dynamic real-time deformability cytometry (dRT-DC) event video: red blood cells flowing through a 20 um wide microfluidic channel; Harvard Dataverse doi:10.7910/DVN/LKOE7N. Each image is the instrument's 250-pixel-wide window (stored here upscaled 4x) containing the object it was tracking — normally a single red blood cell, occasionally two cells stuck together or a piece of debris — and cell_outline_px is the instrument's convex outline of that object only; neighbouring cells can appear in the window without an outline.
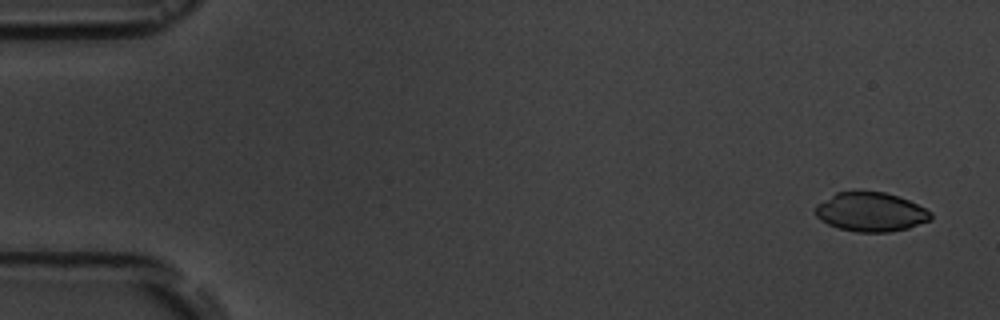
{"species": "common noctule bat (a hibernating species)", "species_latin": "Nyctalus noctula", "temperature_condition": "room temperature", "stored_images_in_passage": 4, "camera_frame_rate_fps": 3000, "um_per_image_px": 0.085, "animal": {"sex": "male", "body_mass_g": 19.5, "forearm_length_mm": 54.6}, "frame": {"image": 1, "passage_image": 1, "time_ms": 0.0, "image_size_px": [1000, 320], "cell_outline_px": [[932, 220], [908, 228], [888, 232], [856, 232], [840, 228], [828, 224], [820, 220], [816, 216], [816, 204], [836, 192], [884, 192], [908, 200], [932, 212]], "centroid_in_image_um": [74.02, 18.03], "position_along_channel_um": 11.0, "area_um2": 26.13}}
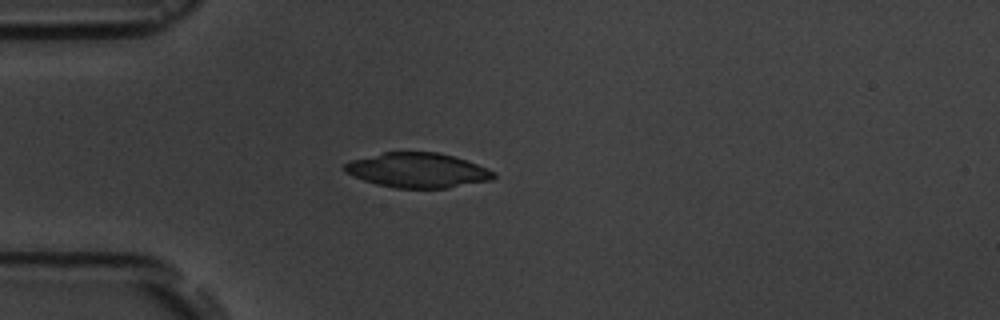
{"frame": {"image": 2, "passage_image": 4, "time_ms": 4.333, "image_size_px": [1000, 320], "cell_outline_px": [[496, 176], [492, 180], [448, 188], [396, 188], [376, 184], [364, 180], [344, 172], [344, 164], [352, 160], [384, 152], [436, 152], [452, 156], [488, 168], [496, 172]], "centroid_in_image_um": [35.51, 14.48], "position_along_channel_um": 49.5, "area_um2": 30.06}}